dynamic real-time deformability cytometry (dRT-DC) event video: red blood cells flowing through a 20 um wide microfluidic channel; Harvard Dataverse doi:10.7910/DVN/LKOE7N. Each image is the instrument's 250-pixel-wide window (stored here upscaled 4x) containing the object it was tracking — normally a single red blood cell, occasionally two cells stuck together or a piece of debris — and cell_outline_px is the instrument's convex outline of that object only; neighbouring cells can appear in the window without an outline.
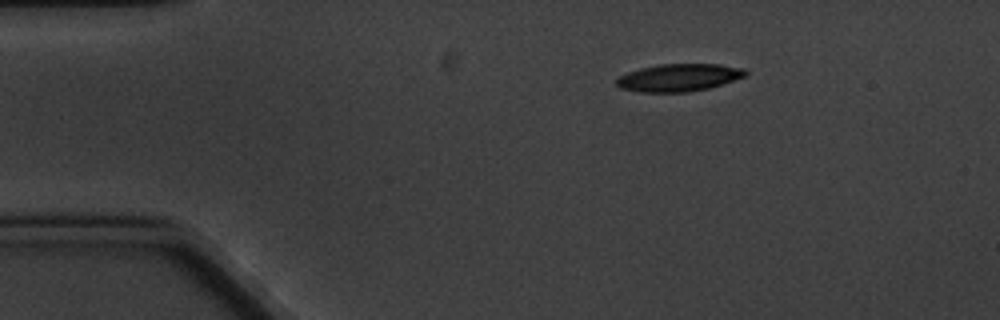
{"species": "common noctule bat (a hibernating species)", "species_latin": "Nyctalus noctula", "temperature_condition": "cold", "stored_images_in_passage": 3, "camera_frame_rate_fps": 3000, "um_per_image_px": 0.085, "animal": {"sex": "male", "body_mass_g": 20.1, "forearm_length_mm": 53.5}, "frame": {"image": 1, "passage_image": 1, "time_ms": 0.0, "image_size_px": [1000, 320], "cell_outline_px": [[748, 76], [708, 88], [688, 92], [640, 92], [620, 88], [616, 84], [616, 80], [620, 76], [628, 72], [640, 68], [660, 64], [720, 64], [744, 68], [748, 72]], "centroid_in_image_um": [57.73, 6.59], "position_along_channel_um": 27.3, "area_um2": 20.75}}